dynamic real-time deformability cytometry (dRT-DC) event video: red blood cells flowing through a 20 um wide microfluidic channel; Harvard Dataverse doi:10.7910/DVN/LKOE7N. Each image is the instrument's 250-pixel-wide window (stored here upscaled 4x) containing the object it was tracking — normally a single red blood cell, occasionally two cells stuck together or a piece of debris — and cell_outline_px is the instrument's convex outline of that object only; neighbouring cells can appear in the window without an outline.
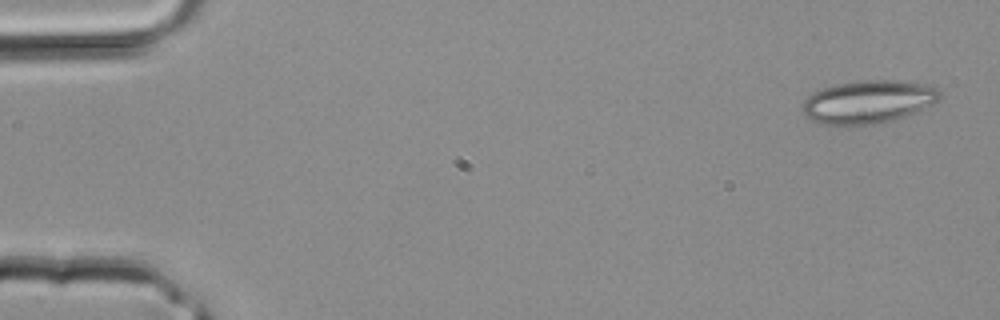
{"species": "common noctule bat (a hibernating species)", "species_latin": "Nyctalus noctula", "temperature_condition": "room temperature", "stored_images_in_passage": 4, "camera_frame_rate_fps": 3000, "um_per_image_px": 0.085, "animal": {"sex": "male", "body_mass_g": 20.4}, "frame": {"image": 1, "passage_image": 1, "time_ms": 0.0, "image_size_px": [1000, 320], "cell_outline_px": [[944, 96], [940, 100], [932, 104], [904, 116], [892, 120], [876, 124], [820, 124], [812, 120], [804, 112], [804, 100], [812, 92], [836, 84], [864, 80], [900, 80], [928, 84], [936, 88]], "centroid_in_image_um": [73.85, 8.63], "position_along_channel_um": 11.2, "area_um2": 34.16}}